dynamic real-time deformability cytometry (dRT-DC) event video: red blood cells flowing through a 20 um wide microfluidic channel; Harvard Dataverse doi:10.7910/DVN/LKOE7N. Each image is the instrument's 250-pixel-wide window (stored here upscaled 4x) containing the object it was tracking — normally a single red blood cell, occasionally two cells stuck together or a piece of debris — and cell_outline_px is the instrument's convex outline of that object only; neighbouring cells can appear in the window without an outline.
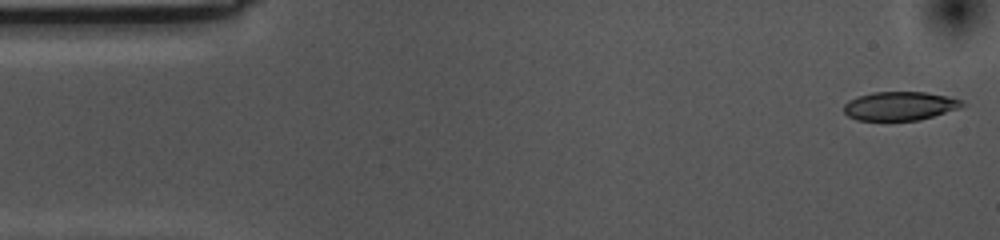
{"species": "common noctule bat (a hibernating species)", "species_latin": "Nyctalus noctula", "temperature_condition": "cold", "stored_images_in_passage": 54, "camera_frame_rate_fps": 3000, "um_per_image_px": 0.085, "animal": {"sex": "female", "body_mass_g": 10.0, "forearm_length_mm": 53.1}, "frame": {"image": 1, "passage_image": 1, "time_ms": 0.0, "image_size_px": [1000, 240], "cell_outline_px": [[964, 104], [960, 108], [920, 120], [856, 120], [848, 116], [844, 112], [844, 104], [848, 100], [872, 92], [924, 92], [964, 100]], "centroid_in_image_um": [76.47, 9.01], "position_along_channel_um": 8.5, "area_um2": 19.71}}
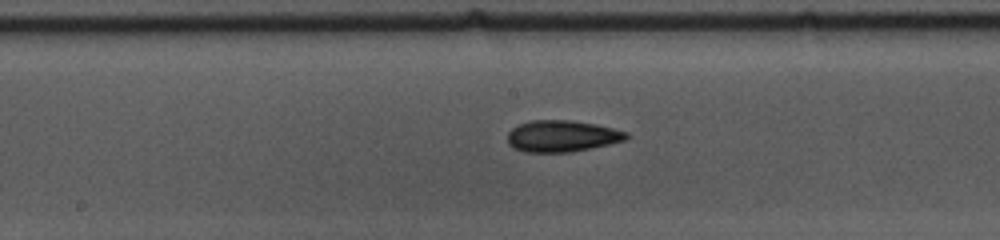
{"frame": {"image": 2, "passage_image": 26, "time_ms": 8.333, "image_size_px": [1000, 240], "cell_outline_px": [[632, 136], [624, 140], [608, 144], [568, 152], [524, 152], [512, 148], [508, 144], [508, 132], [512, 128], [520, 124], [532, 120], [572, 120], [596, 124], [628, 132]], "centroid_in_image_um": [47.75, 11.56], "position_along_channel_um": 200.4, "area_um2": 21.79}}
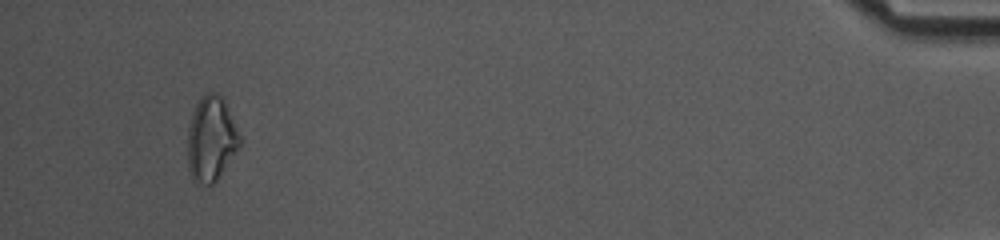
{"frame": {"image": 3, "passage_image": 51, "time_ms": 16.667, "image_size_px": [1000, 240], "cell_outline_px": [[240, 144], [216, 180], [212, 184], [204, 184], [192, 180], [188, 168], [188, 128], [192, 112], [200, 96], [208, 92], [216, 92], [224, 100], [240, 136]], "centroid_in_image_um": [17.91, 11.78], "position_along_channel_um": 417.3, "area_um2": 25.37}, "authors_computed_cell_mechanics": {"area_um2": 21.2415, "velocity_mm_per_s": 3.5669, "shape_relaxation_time_tau1_ms": 5.7505, "shape_relaxation_time_tau2_ms": 8.2142, "deformation_change_tau1": 0.1205, "deformation_change_tau2": 0.1595}}